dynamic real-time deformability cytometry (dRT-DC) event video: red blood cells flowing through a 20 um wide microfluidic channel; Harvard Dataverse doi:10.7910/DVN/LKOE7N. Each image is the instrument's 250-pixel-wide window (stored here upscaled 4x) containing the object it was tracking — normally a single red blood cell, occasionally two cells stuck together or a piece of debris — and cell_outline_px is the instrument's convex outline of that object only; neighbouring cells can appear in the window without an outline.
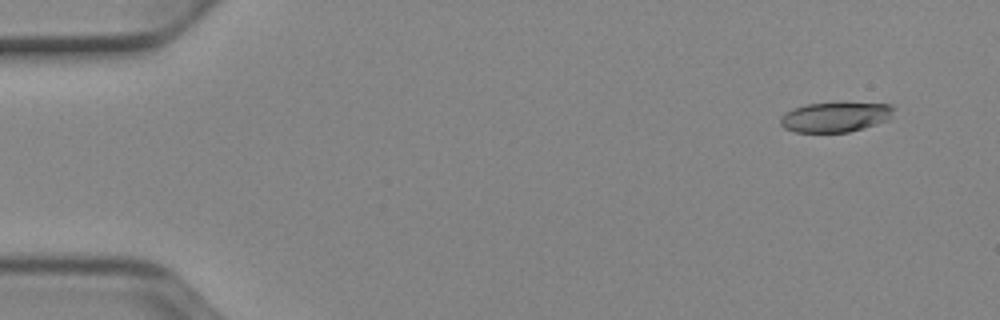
{"species": "Egyptian fruit bat (a non-hibernating species)", "species_latin": "Rousettus aegyptiacus", "temperature_condition": "cold", "stored_images_in_passage": 52, "camera_frame_rate_fps": 3000, "um_per_image_px": 0.085, "animal": {"sex": "female"}, "frame": {"image": 1, "passage_image": 4, "time_ms": 1.0, "image_size_px": [1000, 320], "cell_outline_px": [[896, 108], [892, 116], [888, 120], [864, 128], [848, 132], [796, 132], [784, 128], [780, 124], [780, 116], [784, 112], [792, 108], [808, 104], [892, 104]], "centroid_in_image_um": [70.99, 9.96], "position_along_channel_um": 14.0, "area_um2": 19.59}}
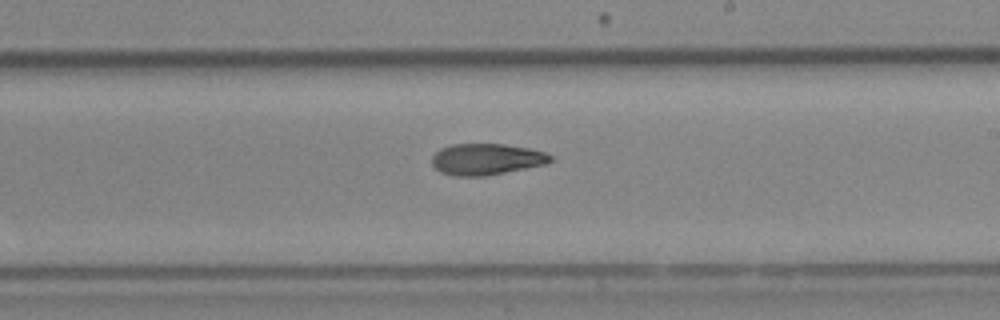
{"frame": {"image": 2, "passage_image": 31, "time_ms": 10.0, "image_size_px": [1000, 320], "cell_outline_px": [[552, 160], [548, 164], [484, 176], [456, 176], [440, 172], [432, 164], [432, 156], [440, 148], [452, 144], [504, 144], [528, 148], [544, 152], [552, 156]], "centroid_in_image_um": [41.34, 13.53], "position_along_channel_um": 247.7, "area_um2": 21.62}}
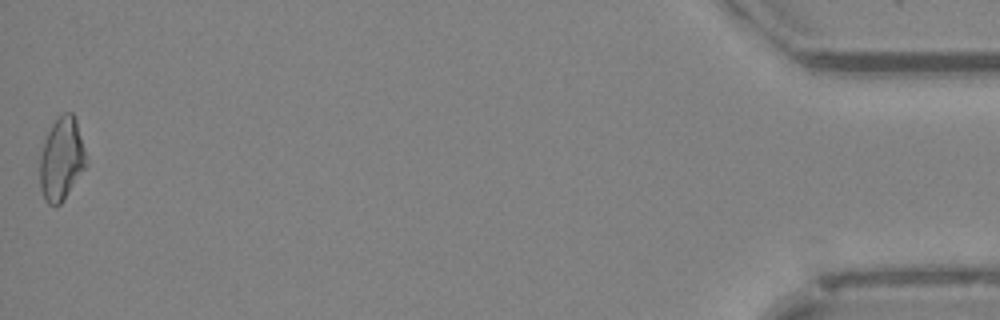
{"frame": {"image": 3, "passage_image": 52, "time_ms": 17.0, "image_size_px": [1000, 320], "cell_outline_px": [[88, 164], [64, 200], [60, 204], [48, 204], [44, 200], [40, 188], [40, 156], [44, 140], [56, 116], [64, 112], [72, 112], [76, 120], [88, 160]], "centroid_in_image_um": [5.24, 13.51], "position_along_channel_um": 430.0, "area_um2": 22.6}, "authors_computed_cell_mechanics": {"area_um2": 21.6461, "velocity_mm_per_s": 3.9209, "shape_relaxation_time_tau1_ms": 7.6191, "shape_relaxation_time_tau2_ms": null, "deformation_change_tau1": 0.1822, "deformation_change_tau2": null}}